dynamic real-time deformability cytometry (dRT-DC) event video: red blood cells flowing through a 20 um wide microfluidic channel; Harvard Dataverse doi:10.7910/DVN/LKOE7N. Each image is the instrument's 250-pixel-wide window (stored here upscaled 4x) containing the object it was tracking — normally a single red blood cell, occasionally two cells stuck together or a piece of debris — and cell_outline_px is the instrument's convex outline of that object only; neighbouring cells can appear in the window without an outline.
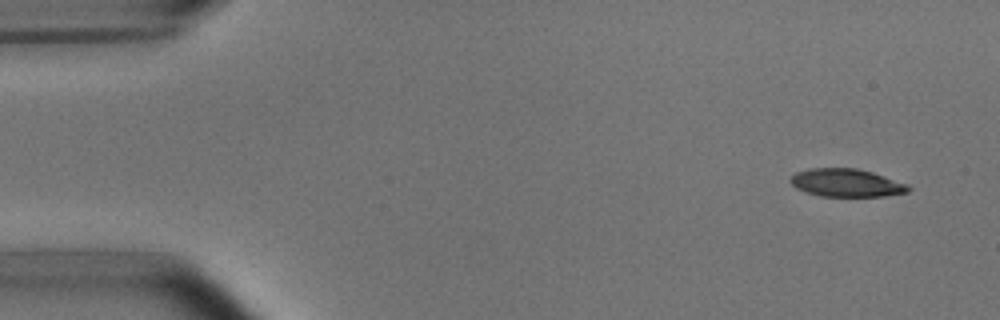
{"species": "common noctule bat (a hibernating species)", "species_latin": "Nyctalus noctula", "temperature_condition": "room temperature", "stored_images_in_passage": 7, "camera_frame_rate_fps": 3000, "um_per_image_px": 0.085, "animal": {"sex": "male", "body_mass_g": 15.6}, "frame": {"image": 1, "passage_image": 1, "time_ms": 0.0, "image_size_px": [1000, 320], "cell_outline_px": [[912, 188], [908, 192], [884, 196], [820, 196], [796, 188], [788, 180], [796, 172], [808, 168], [856, 168], [872, 172], [908, 184]], "centroid_in_image_um": [71.95, 15.53], "position_along_channel_um": 13.1, "area_um2": 19.19}}
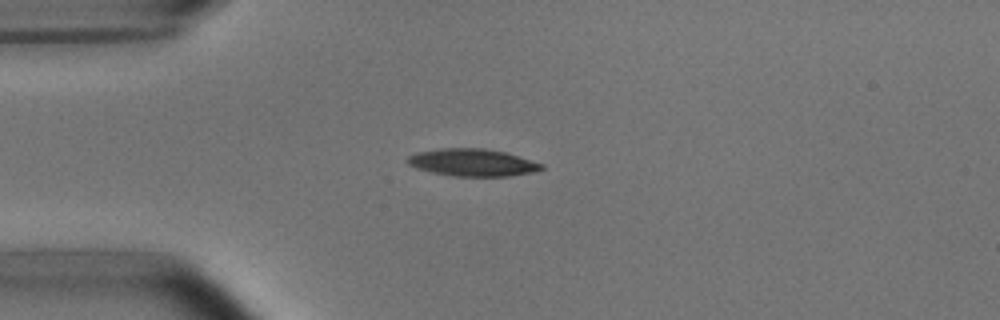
{"frame": {"image": 2, "passage_image": 4, "time_ms": 3.333, "image_size_px": [1000, 320], "cell_outline_px": [[544, 168], [532, 172], [508, 176], [452, 176], [432, 172], [416, 168], [408, 164], [408, 156], [416, 152], [440, 148], [484, 148], [504, 152], [544, 164]], "centroid_in_image_um": [40.14, 13.81], "position_along_channel_um": 44.9, "area_um2": 21.21}}
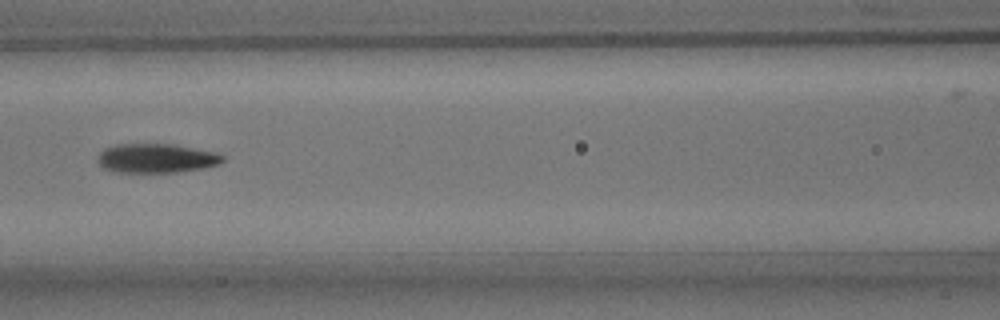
{"frame": {"image": 3, "passage_image": 7, "time_ms": 6.667, "image_size_px": [1000, 320], "cell_outline_px": [[224, 160], [220, 164], [204, 168], [176, 172], [120, 172], [104, 168], [100, 164], [100, 152], [104, 148], [116, 144], [168, 144], [212, 152], [224, 156]], "centroid_in_image_um": [13.29, 13.46], "position_along_channel_um": 153.3, "area_um2": 20.81}}